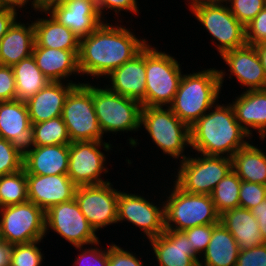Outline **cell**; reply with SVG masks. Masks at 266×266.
I'll use <instances>...</instances> for the list:
<instances>
[{"mask_svg":"<svg viewBox=\"0 0 266 266\" xmlns=\"http://www.w3.org/2000/svg\"><path fill=\"white\" fill-rule=\"evenodd\" d=\"M132 31L119 23L103 21L95 31L81 38L78 54L81 76L105 80L116 68L139 54L148 41Z\"/></svg>","mask_w":266,"mask_h":266,"instance_id":"obj_1","label":"cell"},{"mask_svg":"<svg viewBox=\"0 0 266 266\" xmlns=\"http://www.w3.org/2000/svg\"><path fill=\"white\" fill-rule=\"evenodd\" d=\"M218 102L190 126V148L203 155L231 158L252 137L238 123L231 104Z\"/></svg>","mask_w":266,"mask_h":266,"instance_id":"obj_2","label":"cell"},{"mask_svg":"<svg viewBox=\"0 0 266 266\" xmlns=\"http://www.w3.org/2000/svg\"><path fill=\"white\" fill-rule=\"evenodd\" d=\"M233 78L218 68L183 74L172 104V112L189 127L219 101L224 80Z\"/></svg>","mask_w":266,"mask_h":266,"instance_id":"obj_3","label":"cell"},{"mask_svg":"<svg viewBox=\"0 0 266 266\" xmlns=\"http://www.w3.org/2000/svg\"><path fill=\"white\" fill-rule=\"evenodd\" d=\"M168 188L164 203L165 229L184 231L198 225L220 222L211 196L208 194H191L183 191L174 182Z\"/></svg>","mask_w":266,"mask_h":266,"instance_id":"obj_4","label":"cell"},{"mask_svg":"<svg viewBox=\"0 0 266 266\" xmlns=\"http://www.w3.org/2000/svg\"><path fill=\"white\" fill-rule=\"evenodd\" d=\"M156 48L145 47V107H169L184 73L176 57Z\"/></svg>","mask_w":266,"mask_h":266,"instance_id":"obj_5","label":"cell"},{"mask_svg":"<svg viewBox=\"0 0 266 266\" xmlns=\"http://www.w3.org/2000/svg\"><path fill=\"white\" fill-rule=\"evenodd\" d=\"M140 126L147 131L163 155L179 162L188 157L185 149L190 147V127L181 121L170 107H142Z\"/></svg>","mask_w":266,"mask_h":266,"instance_id":"obj_6","label":"cell"},{"mask_svg":"<svg viewBox=\"0 0 266 266\" xmlns=\"http://www.w3.org/2000/svg\"><path fill=\"white\" fill-rule=\"evenodd\" d=\"M188 8L207 30L220 56L247 44L245 26L231 13L226 2L194 3L188 4Z\"/></svg>","mask_w":266,"mask_h":266,"instance_id":"obj_7","label":"cell"},{"mask_svg":"<svg viewBox=\"0 0 266 266\" xmlns=\"http://www.w3.org/2000/svg\"><path fill=\"white\" fill-rule=\"evenodd\" d=\"M96 85H93V103L103 134L140 131L141 103L111 91L106 85Z\"/></svg>","mask_w":266,"mask_h":266,"instance_id":"obj_8","label":"cell"},{"mask_svg":"<svg viewBox=\"0 0 266 266\" xmlns=\"http://www.w3.org/2000/svg\"><path fill=\"white\" fill-rule=\"evenodd\" d=\"M86 82V83H85ZM61 117L71 142L103 141L93 103V84L84 81L67 95Z\"/></svg>","mask_w":266,"mask_h":266,"instance_id":"obj_9","label":"cell"},{"mask_svg":"<svg viewBox=\"0 0 266 266\" xmlns=\"http://www.w3.org/2000/svg\"><path fill=\"white\" fill-rule=\"evenodd\" d=\"M182 160L174 183L191 194L210 195L216 185L232 170V159L224 156H208L196 153ZM176 179V180H175Z\"/></svg>","mask_w":266,"mask_h":266,"instance_id":"obj_10","label":"cell"},{"mask_svg":"<svg viewBox=\"0 0 266 266\" xmlns=\"http://www.w3.org/2000/svg\"><path fill=\"white\" fill-rule=\"evenodd\" d=\"M45 235V212L31 201L0 208L1 240L14 245L43 240Z\"/></svg>","mask_w":266,"mask_h":266,"instance_id":"obj_11","label":"cell"},{"mask_svg":"<svg viewBox=\"0 0 266 266\" xmlns=\"http://www.w3.org/2000/svg\"><path fill=\"white\" fill-rule=\"evenodd\" d=\"M113 144L104 141H82L69 144V163L67 175L78 186L101 185L107 182L102 174H107L106 152L113 150ZM107 161V162H106ZM103 172V173H102Z\"/></svg>","mask_w":266,"mask_h":266,"instance_id":"obj_12","label":"cell"},{"mask_svg":"<svg viewBox=\"0 0 266 266\" xmlns=\"http://www.w3.org/2000/svg\"><path fill=\"white\" fill-rule=\"evenodd\" d=\"M50 230L74 246H87L100 240L82 214L75 198L59 203L45 212V233Z\"/></svg>","mask_w":266,"mask_h":266,"instance_id":"obj_13","label":"cell"},{"mask_svg":"<svg viewBox=\"0 0 266 266\" xmlns=\"http://www.w3.org/2000/svg\"><path fill=\"white\" fill-rule=\"evenodd\" d=\"M119 191L111 182L78 186L74 198L90 226L97 231L117 224Z\"/></svg>","mask_w":266,"mask_h":266,"instance_id":"obj_14","label":"cell"},{"mask_svg":"<svg viewBox=\"0 0 266 266\" xmlns=\"http://www.w3.org/2000/svg\"><path fill=\"white\" fill-rule=\"evenodd\" d=\"M127 192L119 190L117 224L124 221L132 223L147 240L162 234L165 231L163 199L158 206L143 195Z\"/></svg>","mask_w":266,"mask_h":266,"instance_id":"obj_15","label":"cell"},{"mask_svg":"<svg viewBox=\"0 0 266 266\" xmlns=\"http://www.w3.org/2000/svg\"><path fill=\"white\" fill-rule=\"evenodd\" d=\"M0 137L11 142L23 156L35 147L33 125L25 101L0 102Z\"/></svg>","mask_w":266,"mask_h":266,"instance_id":"obj_16","label":"cell"},{"mask_svg":"<svg viewBox=\"0 0 266 266\" xmlns=\"http://www.w3.org/2000/svg\"><path fill=\"white\" fill-rule=\"evenodd\" d=\"M45 10L80 39L88 36L103 23L93 1H58Z\"/></svg>","mask_w":266,"mask_h":266,"instance_id":"obj_17","label":"cell"},{"mask_svg":"<svg viewBox=\"0 0 266 266\" xmlns=\"http://www.w3.org/2000/svg\"><path fill=\"white\" fill-rule=\"evenodd\" d=\"M76 187L67 174H27L28 201L44 212L54 205L74 199Z\"/></svg>","mask_w":266,"mask_h":266,"instance_id":"obj_18","label":"cell"},{"mask_svg":"<svg viewBox=\"0 0 266 266\" xmlns=\"http://www.w3.org/2000/svg\"><path fill=\"white\" fill-rule=\"evenodd\" d=\"M156 266H198L200 256L192 249L183 231L169 230L148 240Z\"/></svg>","mask_w":266,"mask_h":266,"instance_id":"obj_19","label":"cell"},{"mask_svg":"<svg viewBox=\"0 0 266 266\" xmlns=\"http://www.w3.org/2000/svg\"><path fill=\"white\" fill-rule=\"evenodd\" d=\"M221 58L245 90L266 89V74L255 46L246 44L225 52Z\"/></svg>","mask_w":266,"mask_h":266,"instance_id":"obj_20","label":"cell"},{"mask_svg":"<svg viewBox=\"0 0 266 266\" xmlns=\"http://www.w3.org/2000/svg\"><path fill=\"white\" fill-rule=\"evenodd\" d=\"M111 82L105 84L111 91L137 100L145 107L146 72L145 48L130 61L110 73L106 79Z\"/></svg>","mask_w":266,"mask_h":266,"instance_id":"obj_21","label":"cell"},{"mask_svg":"<svg viewBox=\"0 0 266 266\" xmlns=\"http://www.w3.org/2000/svg\"><path fill=\"white\" fill-rule=\"evenodd\" d=\"M231 106L238 123L252 137L257 132L259 139L266 138V89L243 90Z\"/></svg>","mask_w":266,"mask_h":266,"instance_id":"obj_22","label":"cell"},{"mask_svg":"<svg viewBox=\"0 0 266 266\" xmlns=\"http://www.w3.org/2000/svg\"><path fill=\"white\" fill-rule=\"evenodd\" d=\"M32 56L44 76L51 82H71L76 85L82 82L69 80L70 76L81 77L78 55L71 50L52 49L33 46Z\"/></svg>","mask_w":266,"mask_h":266,"instance_id":"obj_23","label":"cell"},{"mask_svg":"<svg viewBox=\"0 0 266 266\" xmlns=\"http://www.w3.org/2000/svg\"><path fill=\"white\" fill-rule=\"evenodd\" d=\"M76 86L71 82H49L25 101L31 124L61 116L69 92Z\"/></svg>","mask_w":266,"mask_h":266,"instance_id":"obj_24","label":"cell"},{"mask_svg":"<svg viewBox=\"0 0 266 266\" xmlns=\"http://www.w3.org/2000/svg\"><path fill=\"white\" fill-rule=\"evenodd\" d=\"M38 14L45 18H34V46H40L52 49L71 50L79 54L80 38L76 36L69 28L61 25L45 9H38ZM47 14V15H46Z\"/></svg>","mask_w":266,"mask_h":266,"instance_id":"obj_25","label":"cell"},{"mask_svg":"<svg viewBox=\"0 0 266 266\" xmlns=\"http://www.w3.org/2000/svg\"><path fill=\"white\" fill-rule=\"evenodd\" d=\"M69 145L35 146L23 159L26 174L60 175L67 174Z\"/></svg>","mask_w":266,"mask_h":266,"instance_id":"obj_26","label":"cell"},{"mask_svg":"<svg viewBox=\"0 0 266 266\" xmlns=\"http://www.w3.org/2000/svg\"><path fill=\"white\" fill-rule=\"evenodd\" d=\"M25 24L16 20L0 40V65L13 66L32 55L34 39L33 20Z\"/></svg>","mask_w":266,"mask_h":266,"instance_id":"obj_27","label":"cell"},{"mask_svg":"<svg viewBox=\"0 0 266 266\" xmlns=\"http://www.w3.org/2000/svg\"><path fill=\"white\" fill-rule=\"evenodd\" d=\"M220 222L232 234L240 250L265 243L256 217L249 209L237 207L228 210L220 215Z\"/></svg>","mask_w":266,"mask_h":266,"instance_id":"obj_28","label":"cell"},{"mask_svg":"<svg viewBox=\"0 0 266 266\" xmlns=\"http://www.w3.org/2000/svg\"><path fill=\"white\" fill-rule=\"evenodd\" d=\"M239 252L236 240L219 222L212 231L211 240L198 266H236Z\"/></svg>","mask_w":266,"mask_h":266,"instance_id":"obj_29","label":"cell"},{"mask_svg":"<svg viewBox=\"0 0 266 266\" xmlns=\"http://www.w3.org/2000/svg\"><path fill=\"white\" fill-rule=\"evenodd\" d=\"M232 170L241 181L266 186V152L253 142L239 149L232 157Z\"/></svg>","mask_w":266,"mask_h":266,"instance_id":"obj_30","label":"cell"},{"mask_svg":"<svg viewBox=\"0 0 266 266\" xmlns=\"http://www.w3.org/2000/svg\"><path fill=\"white\" fill-rule=\"evenodd\" d=\"M12 68L16 83V100H28L50 82L32 55L14 64Z\"/></svg>","mask_w":266,"mask_h":266,"instance_id":"obj_31","label":"cell"},{"mask_svg":"<svg viewBox=\"0 0 266 266\" xmlns=\"http://www.w3.org/2000/svg\"><path fill=\"white\" fill-rule=\"evenodd\" d=\"M241 179L231 170L210 194L219 215L239 207Z\"/></svg>","mask_w":266,"mask_h":266,"instance_id":"obj_32","label":"cell"},{"mask_svg":"<svg viewBox=\"0 0 266 266\" xmlns=\"http://www.w3.org/2000/svg\"><path fill=\"white\" fill-rule=\"evenodd\" d=\"M28 201L25 169L0 176V208Z\"/></svg>","mask_w":266,"mask_h":266,"instance_id":"obj_33","label":"cell"},{"mask_svg":"<svg viewBox=\"0 0 266 266\" xmlns=\"http://www.w3.org/2000/svg\"><path fill=\"white\" fill-rule=\"evenodd\" d=\"M32 125L34 146L69 145L71 143L67 127L61 116Z\"/></svg>","mask_w":266,"mask_h":266,"instance_id":"obj_34","label":"cell"},{"mask_svg":"<svg viewBox=\"0 0 266 266\" xmlns=\"http://www.w3.org/2000/svg\"><path fill=\"white\" fill-rule=\"evenodd\" d=\"M36 240L29 243L14 244L12 247L10 266H42L45 263L44 254L39 248L40 242Z\"/></svg>","mask_w":266,"mask_h":266,"instance_id":"obj_35","label":"cell"},{"mask_svg":"<svg viewBox=\"0 0 266 266\" xmlns=\"http://www.w3.org/2000/svg\"><path fill=\"white\" fill-rule=\"evenodd\" d=\"M100 244L99 240L90 247L74 246L81 253L75 257L73 266H108V247L100 248Z\"/></svg>","mask_w":266,"mask_h":266,"instance_id":"obj_36","label":"cell"},{"mask_svg":"<svg viewBox=\"0 0 266 266\" xmlns=\"http://www.w3.org/2000/svg\"><path fill=\"white\" fill-rule=\"evenodd\" d=\"M231 13L246 26L266 7V0H227Z\"/></svg>","mask_w":266,"mask_h":266,"instance_id":"obj_37","label":"cell"},{"mask_svg":"<svg viewBox=\"0 0 266 266\" xmlns=\"http://www.w3.org/2000/svg\"><path fill=\"white\" fill-rule=\"evenodd\" d=\"M24 156L4 138L0 137V176L12 174L23 169Z\"/></svg>","mask_w":266,"mask_h":266,"instance_id":"obj_38","label":"cell"},{"mask_svg":"<svg viewBox=\"0 0 266 266\" xmlns=\"http://www.w3.org/2000/svg\"><path fill=\"white\" fill-rule=\"evenodd\" d=\"M266 199V186L253 182L241 181L239 207L251 209Z\"/></svg>","mask_w":266,"mask_h":266,"instance_id":"obj_39","label":"cell"},{"mask_svg":"<svg viewBox=\"0 0 266 266\" xmlns=\"http://www.w3.org/2000/svg\"><path fill=\"white\" fill-rule=\"evenodd\" d=\"M217 224L198 225L183 231L189 239L192 249L200 257L206 251L212 237V231Z\"/></svg>","mask_w":266,"mask_h":266,"instance_id":"obj_40","label":"cell"},{"mask_svg":"<svg viewBox=\"0 0 266 266\" xmlns=\"http://www.w3.org/2000/svg\"><path fill=\"white\" fill-rule=\"evenodd\" d=\"M138 1L137 0H96V8L97 11L101 17V19L103 21H108L105 18L104 14L107 10V12L109 13V10H113V12H115V17H118V15L121 16V11H128L132 14H134L135 16L138 15L139 16V5L137 4ZM105 11V12H104ZM120 13V14H119Z\"/></svg>","mask_w":266,"mask_h":266,"instance_id":"obj_41","label":"cell"},{"mask_svg":"<svg viewBox=\"0 0 266 266\" xmlns=\"http://www.w3.org/2000/svg\"><path fill=\"white\" fill-rule=\"evenodd\" d=\"M111 243L108 245V266H146L136 253L125 250L119 244Z\"/></svg>","mask_w":266,"mask_h":266,"instance_id":"obj_42","label":"cell"},{"mask_svg":"<svg viewBox=\"0 0 266 266\" xmlns=\"http://www.w3.org/2000/svg\"><path fill=\"white\" fill-rule=\"evenodd\" d=\"M246 42L248 45H257L266 42V7L245 26Z\"/></svg>","mask_w":266,"mask_h":266,"instance_id":"obj_43","label":"cell"},{"mask_svg":"<svg viewBox=\"0 0 266 266\" xmlns=\"http://www.w3.org/2000/svg\"><path fill=\"white\" fill-rule=\"evenodd\" d=\"M236 266H266V243L240 250Z\"/></svg>","mask_w":266,"mask_h":266,"instance_id":"obj_44","label":"cell"},{"mask_svg":"<svg viewBox=\"0 0 266 266\" xmlns=\"http://www.w3.org/2000/svg\"><path fill=\"white\" fill-rule=\"evenodd\" d=\"M16 100V83L12 66L0 65V102Z\"/></svg>","mask_w":266,"mask_h":266,"instance_id":"obj_45","label":"cell"},{"mask_svg":"<svg viewBox=\"0 0 266 266\" xmlns=\"http://www.w3.org/2000/svg\"><path fill=\"white\" fill-rule=\"evenodd\" d=\"M19 12L7 8H0V40L8 29L18 19Z\"/></svg>","mask_w":266,"mask_h":266,"instance_id":"obj_46","label":"cell"},{"mask_svg":"<svg viewBox=\"0 0 266 266\" xmlns=\"http://www.w3.org/2000/svg\"><path fill=\"white\" fill-rule=\"evenodd\" d=\"M250 211L256 217L262 238L266 243V199L257 206L251 208Z\"/></svg>","mask_w":266,"mask_h":266,"instance_id":"obj_47","label":"cell"},{"mask_svg":"<svg viewBox=\"0 0 266 266\" xmlns=\"http://www.w3.org/2000/svg\"><path fill=\"white\" fill-rule=\"evenodd\" d=\"M27 4H29L28 6L31 5L30 6L32 7L31 9L37 12L38 9L34 6L32 0H0V8H7V9L14 10L16 12H18L17 11L18 9H20V12H21L23 8L27 7Z\"/></svg>","mask_w":266,"mask_h":266,"instance_id":"obj_48","label":"cell"},{"mask_svg":"<svg viewBox=\"0 0 266 266\" xmlns=\"http://www.w3.org/2000/svg\"><path fill=\"white\" fill-rule=\"evenodd\" d=\"M13 244L0 239V266H10Z\"/></svg>","mask_w":266,"mask_h":266,"instance_id":"obj_49","label":"cell"},{"mask_svg":"<svg viewBox=\"0 0 266 266\" xmlns=\"http://www.w3.org/2000/svg\"><path fill=\"white\" fill-rule=\"evenodd\" d=\"M255 48H256L257 53L260 57L261 64H262L264 71H265V74H266V42L255 45Z\"/></svg>","mask_w":266,"mask_h":266,"instance_id":"obj_50","label":"cell"},{"mask_svg":"<svg viewBox=\"0 0 266 266\" xmlns=\"http://www.w3.org/2000/svg\"><path fill=\"white\" fill-rule=\"evenodd\" d=\"M37 9H46L49 5L58 2L59 0H32Z\"/></svg>","mask_w":266,"mask_h":266,"instance_id":"obj_51","label":"cell"},{"mask_svg":"<svg viewBox=\"0 0 266 266\" xmlns=\"http://www.w3.org/2000/svg\"><path fill=\"white\" fill-rule=\"evenodd\" d=\"M188 4L203 3V2H226L227 0H188Z\"/></svg>","mask_w":266,"mask_h":266,"instance_id":"obj_52","label":"cell"},{"mask_svg":"<svg viewBox=\"0 0 266 266\" xmlns=\"http://www.w3.org/2000/svg\"><path fill=\"white\" fill-rule=\"evenodd\" d=\"M59 1H75V0H59ZM84 1H93L96 4V0H84Z\"/></svg>","mask_w":266,"mask_h":266,"instance_id":"obj_53","label":"cell"}]
</instances>
